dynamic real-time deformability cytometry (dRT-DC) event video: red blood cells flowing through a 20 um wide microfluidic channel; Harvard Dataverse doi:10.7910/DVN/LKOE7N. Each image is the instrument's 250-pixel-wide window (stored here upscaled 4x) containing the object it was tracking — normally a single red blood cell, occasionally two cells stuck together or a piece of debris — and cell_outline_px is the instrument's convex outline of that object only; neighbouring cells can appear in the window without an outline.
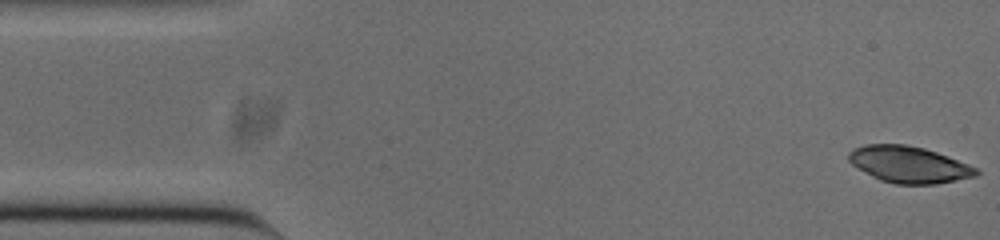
{"species": "common noctule bat (a hibernating species)", "species_latin": "Nyctalus noctula", "temperature_condition": "cold", "stored_images_in_passage": 52, "camera_frame_rate_fps": 3000, "um_per_image_px": 0.085, "animal": {"sex": "male", "body_mass_g": 20.0, "forearm_length_mm": 53.3}, "frame": {"image": 1, "passage_image": 1, "time_ms": 0.0, "image_size_px": [1000, 240], "cell_outline_px": [[980, 172], [976, 176], [936, 184], [896, 184], [880, 180], [872, 176], [852, 164], [848, 160], [848, 152], [864, 144], [904, 144], [924, 148], [948, 156], [968, 164], [976, 168]], "centroid_in_image_um": [77.26, 13.98], "position_along_channel_um": 7.7, "area_um2": 26.99}}
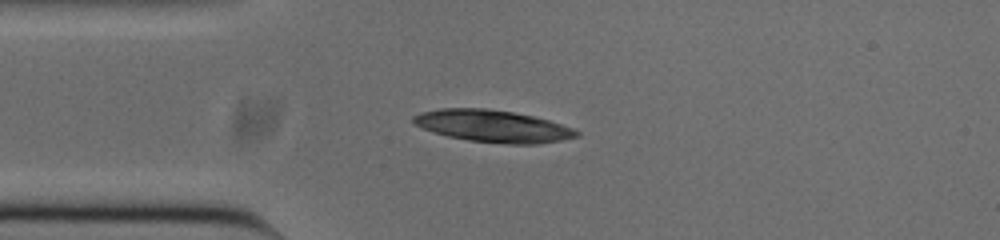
{"frame": {"image": 2, "passage_image": 12, "time_ms": 3.667, "image_size_px": [1000, 240], "cell_outline_px": [[580, 136], [560, 140], [536, 144], [508, 144], [468, 140], [448, 136], [412, 124], [412, 116], [420, 112], [440, 108], [488, 108], [512, 112], [532, 116], [548, 120], [572, 128], [580, 132]], "centroid_in_image_um": [41.87, 10.71], "position_along_channel_um": 43.1, "area_um2": 30.35}}